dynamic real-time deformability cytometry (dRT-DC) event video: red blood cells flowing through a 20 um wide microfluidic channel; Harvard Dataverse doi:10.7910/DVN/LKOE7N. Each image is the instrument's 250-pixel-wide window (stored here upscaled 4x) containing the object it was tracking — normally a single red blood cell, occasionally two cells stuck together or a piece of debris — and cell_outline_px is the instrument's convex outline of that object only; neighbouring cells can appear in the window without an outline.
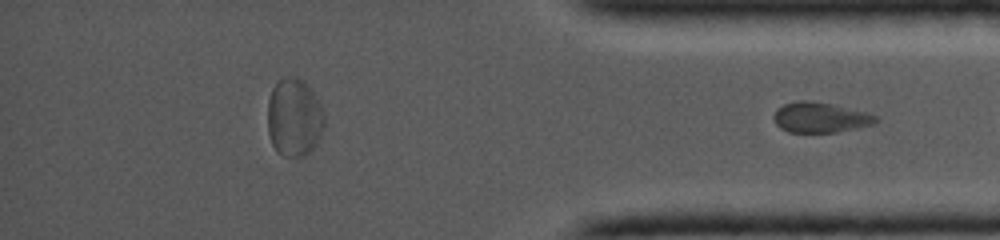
{"species": "common noctule bat (a hibernating species)", "species_latin": "Nyctalus noctula", "temperature_condition": "cold", "stored_images_in_passage": 55, "segment_of_instrument_passage": [2, 2], "camera_frame_rate_fps": 5000, "um_per_image_px": 0.085, "animal": {"sex": "female", "body_mass_g": 19.0, "forearm_length_mm": 56.7}, "frame": {"image": 1, "passage_image": 55, "time_ms": 10.8, "image_size_px": [1000, 240], "cell_outline_px": [[880, 120], [876, 124], [836, 132], [788, 132], [780, 128], [776, 124], [772, 116], [776, 108], [784, 104], [796, 100], [804, 100], [832, 104], [864, 112], [876, 116]], "centroid_in_image_um": [69.69, 9.98], "position_along_channel_um": 365.5, "area_um2": 18.03}}